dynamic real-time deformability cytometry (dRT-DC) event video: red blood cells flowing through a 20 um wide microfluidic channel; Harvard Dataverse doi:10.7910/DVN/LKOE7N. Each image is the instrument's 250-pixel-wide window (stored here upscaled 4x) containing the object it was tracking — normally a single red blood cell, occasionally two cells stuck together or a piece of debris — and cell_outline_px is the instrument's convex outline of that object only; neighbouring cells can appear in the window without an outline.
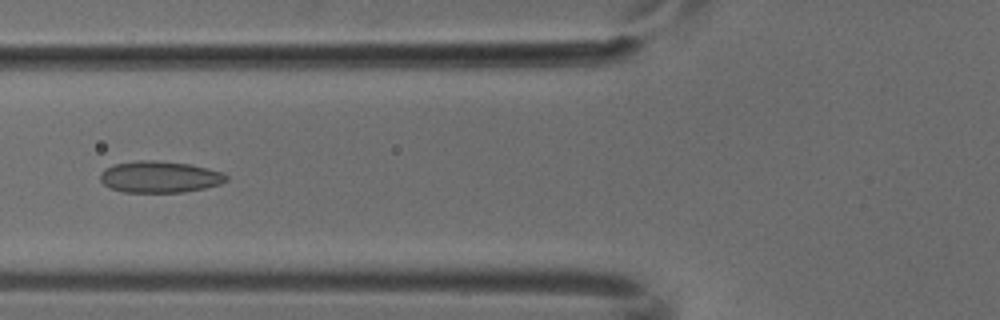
{"species": "common noctule bat (a hibernating species)", "species_latin": "Nyctalus noctula", "temperature_condition": "cold", "stored_images_in_passage": 6, "camera_frame_rate_fps": 3000, "um_per_image_px": 0.085, "animal": {"sex": "male", "body_mass_g": 18.8}, "frame": {"image": 1, "passage_image": 4, "time_ms": 1.0, "image_size_px": [1000, 320], "cell_outline_px": [[228, 180], [220, 184], [204, 188], [184, 192], [124, 192], [112, 188], [104, 184], [100, 180], [100, 172], [104, 168], [112, 164], [136, 160], [152, 160], [188, 164], [224, 172], [228, 176]], "centroid_in_image_um": [13.56, 15.03], "position_along_channel_um": 112.2, "area_um2": 23.24}}
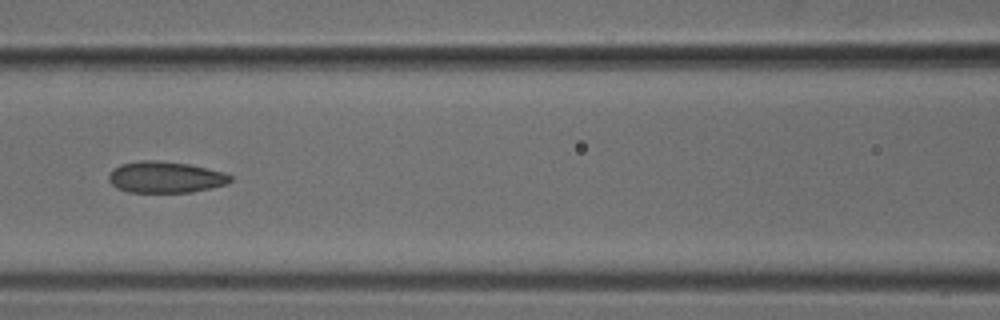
{"frame": {"image": 2, "passage_image": 5, "time_ms": 1.333, "image_size_px": [1000, 320], "cell_outline_px": [[232, 180], [228, 184], [212, 188], [192, 192], [128, 192], [116, 188], [108, 180], [108, 176], [120, 164], [140, 160], [156, 160], [188, 164], [224, 172], [232, 176]], "centroid_in_image_um": [14.08, 15.06], "position_along_channel_um": 152.5, "area_um2": 22.25}}
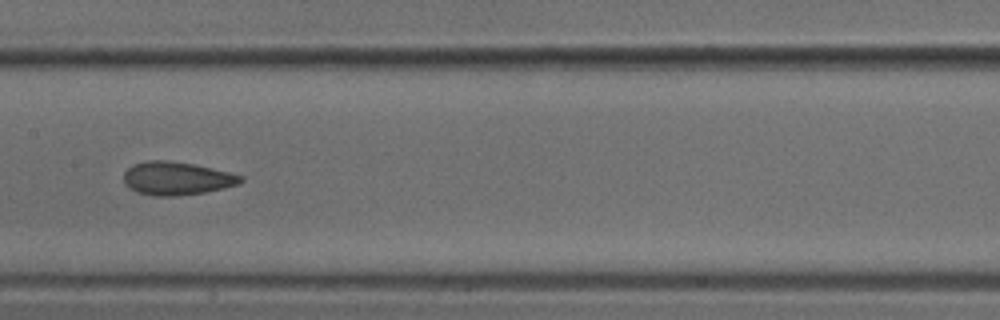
{"frame": {"image": 3, "passage_image": 6, "time_ms": 1.667, "image_size_px": [1000, 320], "cell_outline_px": [[244, 180], [240, 184], [224, 188], [204, 192], [176, 196], [156, 196], [136, 192], [124, 184], [124, 172], [132, 164], [148, 160], [164, 160], [192, 164], [228, 172], [244, 176]], "centroid_in_image_um": [15.01, 15.17], "position_along_channel_um": 192.4, "area_um2": 22.6}}